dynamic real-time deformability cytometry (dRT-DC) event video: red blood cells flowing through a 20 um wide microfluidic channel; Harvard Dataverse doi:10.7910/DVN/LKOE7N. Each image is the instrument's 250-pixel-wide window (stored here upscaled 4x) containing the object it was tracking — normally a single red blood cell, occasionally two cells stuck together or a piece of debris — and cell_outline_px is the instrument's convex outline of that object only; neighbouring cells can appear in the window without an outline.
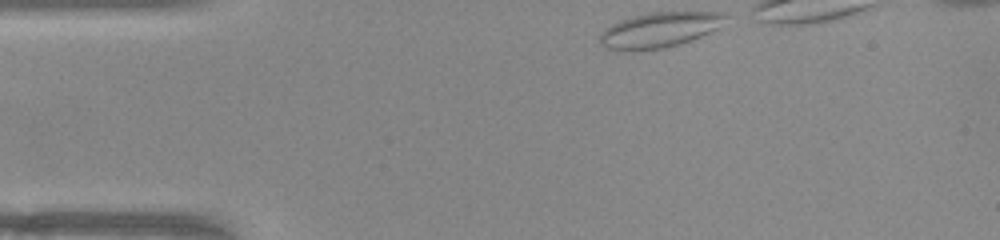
{"species": "common noctule bat (a hibernating species)", "species_latin": "Nyctalus noctula", "temperature_condition": "warm", "stored_images_in_passage": 33, "camera_frame_rate_fps": 3000, "um_per_image_px": 0.085, "animal": {"sex": "female", "body_mass_g": 22.0, "forearm_length_mm": 56.7}, "frame": {"image": 1, "passage_image": 1, "time_ms": 0.0, "image_size_px": [1000, 240], "cell_outline_px": [[728, 16], [720, 28], [692, 40], [664, 48], [624, 52], [616, 52], [600, 44], [600, 32], [612, 24], [620, 20], [632, 16], [648, 12], [728, 12]], "centroid_in_image_um": [56.05, 2.55], "position_along_channel_um": 28.9, "area_um2": 26.24}}
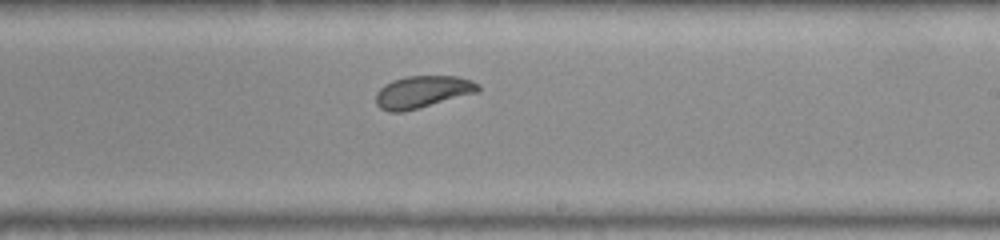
{"frame": {"image": 2, "passage_image": 22, "time_ms": 7.0, "image_size_px": [1000, 240], "cell_outline_px": [[480, 92], [404, 112], [388, 112], [380, 108], [376, 104], [376, 92], [384, 84], [392, 80], [408, 76], [456, 76], [472, 80], [480, 84]], "centroid_in_image_um": [35.93, 7.81], "position_along_channel_um": 253.1, "area_um2": 19.42}}
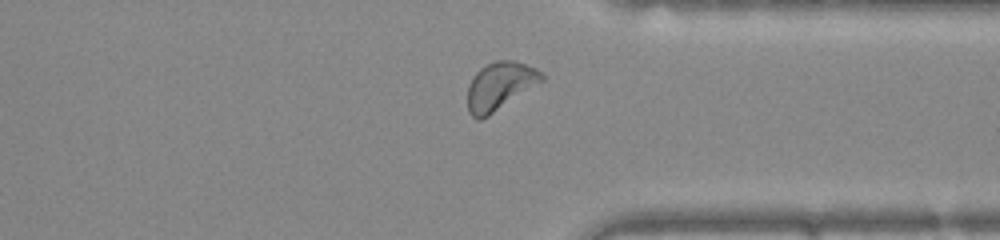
{"frame": {"image": 3, "passage_image": 31, "time_ms": 10.0, "image_size_px": [1000, 240], "cell_outline_px": [[544, 80], [488, 116], [480, 120], [476, 120], [468, 112], [468, 84], [472, 76], [480, 68], [496, 60], [512, 60], [536, 68], [544, 76]], "centroid_in_image_um": [42.46, 7.32], "position_along_channel_um": 368.9, "area_um2": 20.58}}